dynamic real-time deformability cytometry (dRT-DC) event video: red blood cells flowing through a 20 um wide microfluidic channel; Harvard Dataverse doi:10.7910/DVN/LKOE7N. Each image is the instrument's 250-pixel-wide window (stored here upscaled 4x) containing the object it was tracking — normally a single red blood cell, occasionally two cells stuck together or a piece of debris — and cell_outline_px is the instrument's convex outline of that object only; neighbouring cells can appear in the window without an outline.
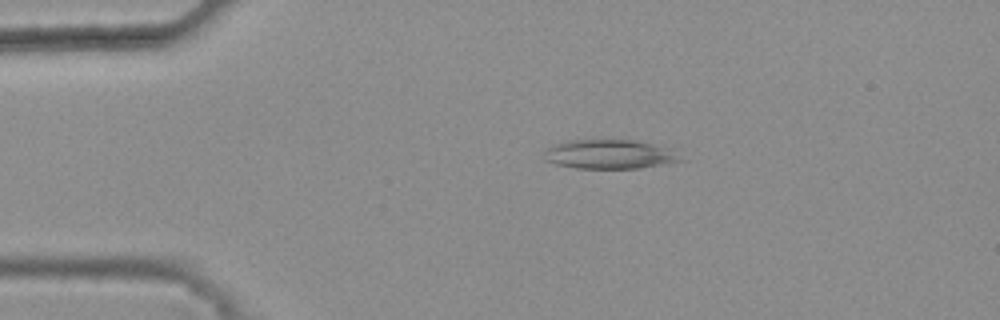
{"species": "common noctule bat (a hibernating species)", "species_latin": "Nyctalus noctula", "temperature_condition": "warm", "stored_images_in_passage": 46, "camera_frame_rate_fps": 3000, "um_per_image_px": 0.085, "animal": {"sex": "female", "body_mass_g": 25.1}, "frame": {"image": 1, "passage_image": 10, "time_ms": 3.0, "image_size_px": [1000, 320], "cell_outline_px": [[688, 160], [640, 168], [576, 168], [556, 164], [544, 160], [544, 148], [552, 144], [568, 140], [636, 140], [652, 144], [664, 148]], "centroid_in_image_um": [51.74, 13.11], "position_along_channel_um": 33.3, "area_um2": 23.18}}
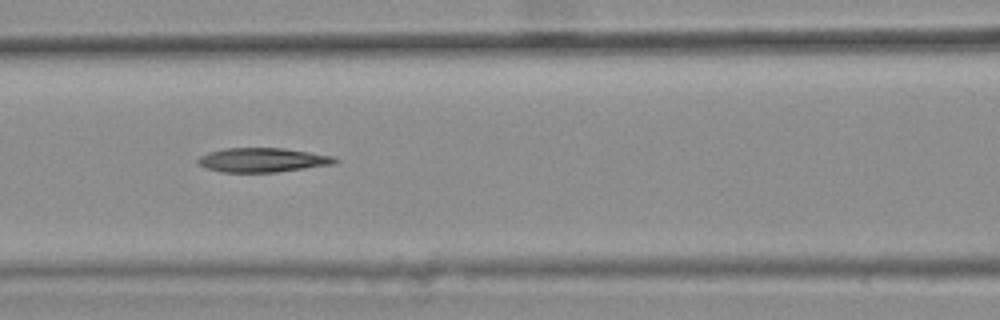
{"frame": {"image": 2, "passage_image": 22, "time_ms": 7.0, "image_size_px": [1000, 320], "cell_outline_px": [[340, 160], [336, 164], [276, 172], [220, 172], [204, 168], [196, 164], [196, 160], [200, 156], [208, 152], [224, 148], [284, 148], [332, 156]], "centroid_in_image_um": [22.27, 13.6], "position_along_channel_um": 144.3, "area_um2": 19.54}}
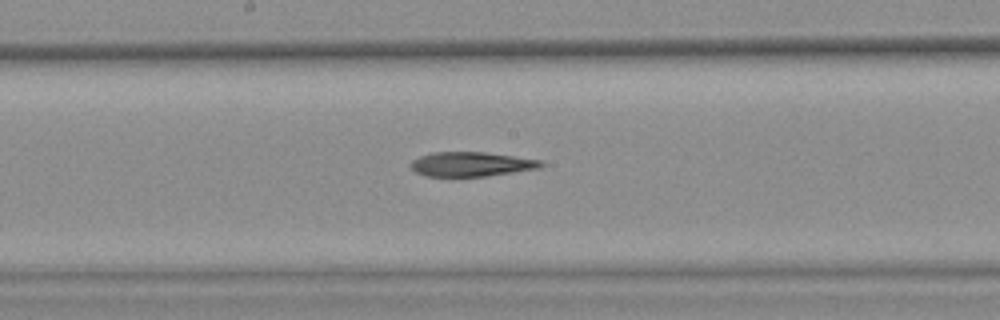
{"frame": {"image": 3, "passage_image": 27, "time_ms": 8.667, "image_size_px": [1000, 320], "cell_outline_px": [[544, 164], [540, 168], [488, 176], [424, 176], [416, 172], [408, 164], [412, 160], [420, 156], [432, 152], [484, 152], [540, 160]], "centroid_in_image_um": [40.02, 13.95], "position_along_channel_um": 208.2, "area_um2": 18.5}}